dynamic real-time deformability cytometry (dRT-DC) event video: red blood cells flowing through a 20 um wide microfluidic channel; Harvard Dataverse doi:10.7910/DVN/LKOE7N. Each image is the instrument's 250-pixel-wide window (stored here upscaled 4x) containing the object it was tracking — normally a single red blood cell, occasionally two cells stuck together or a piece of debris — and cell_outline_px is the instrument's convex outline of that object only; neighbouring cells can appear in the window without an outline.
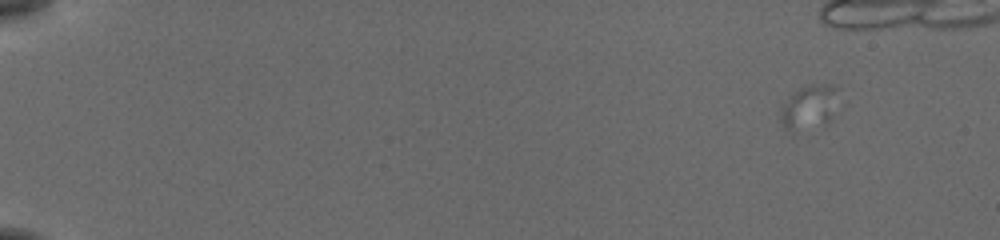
{"species": "common noctule bat (a hibernating species)", "species_latin": "Nyctalus noctula", "temperature_condition": "cold", "stored_images_in_passage": 55, "camera_frame_rate_fps": 3000, "um_per_image_px": 0.085, "animal": {"sex": "female", "body_mass_g": 19.5, "forearm_length_mm": 54.1}, "frame": {"image": 1, "passage_image": 1, "time_ms": 0.0, "image_size_px": [1000, 240], "cell_outline_px": [[840, 88], [792, 136], [784, 128], [780, 116], [784, 104], [800, 88], [808, 84], [828, 84]], "centroid_in_image_um": [68.43, 8.95], "position_along_channel_um": 16.6, "area_um2": 11.16}}
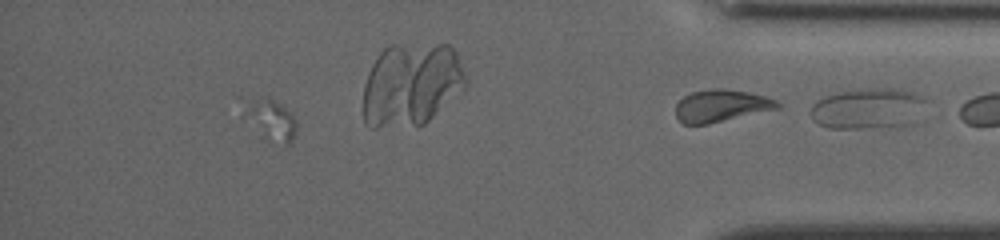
{"frame": {"image": 2, "passage_image": 50, "time_ms": 16.333, "image_size_px": [1000, 240], "cell_outline_px": [[296, 132], [292, 144], [288, 144], [264, 136], [244, 112], [236, 96], [260, 96], [272, 100], [280, 104], [296, 120]], "centroid_in_image_um": [22.92, 10.03], "position_along_channel_um": 412.3, "area_um2": 12.37}}